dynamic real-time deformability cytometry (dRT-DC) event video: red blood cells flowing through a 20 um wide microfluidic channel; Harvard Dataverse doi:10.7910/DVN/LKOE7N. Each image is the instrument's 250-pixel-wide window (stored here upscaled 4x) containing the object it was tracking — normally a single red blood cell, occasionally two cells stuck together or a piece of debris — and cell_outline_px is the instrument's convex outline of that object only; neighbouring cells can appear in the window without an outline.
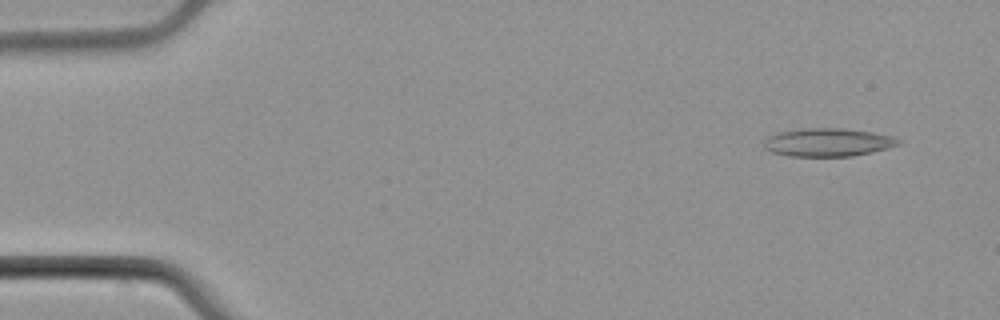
{"species": "common noctule bat (a hibernating species)", "species_latin": "Nyctalus noctula", "temperature_condition": "cold", "stored_images_in_passage": 5, "camera_frame_rate_fps": 3000, "um_per_image_px": 0.085, "animal": {"sex": "male", "body_mass_g": 21.5, "forearm_length_mm": 52.0}, "frame": {"image": 1, "passage_image": 1, "time_ms": 0.0, "image_size_px": [1000, 320], "cell_outline_px": [[900, 144], [872, 152], [852, 156], [788, 156], [772, 152], [764, 148], [764, 140], [768, 136], [780, 132], [812, 128], [844, 128], [872, 132], [896, 136], [900, 140]], "centroid_in_image_um": [70.4, 12.1], "position_along_channel_um": 14.6, "area_um2": 22.02}}
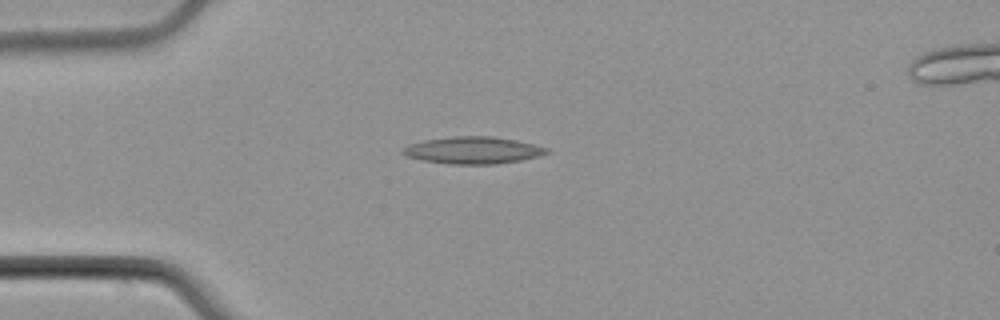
{"frame": {"image": 2, "passage_image": 4, "time_ms": 3.333, "image_size_px": [1000, 320], "cell_outline_px": [[548, 152], [536, 156], [520, 160], [496, 164], [448, 164], [424, 160], [404, 156], [400, 152], [400, 148], [408, 144], [424, 140], [452, 136], [492, 136], [516, 140], [548, 148]], "centroid_in_image_um": [40.11, 12.77], "position_along_channel_um": 44.9, "area_um2": 22.66}}